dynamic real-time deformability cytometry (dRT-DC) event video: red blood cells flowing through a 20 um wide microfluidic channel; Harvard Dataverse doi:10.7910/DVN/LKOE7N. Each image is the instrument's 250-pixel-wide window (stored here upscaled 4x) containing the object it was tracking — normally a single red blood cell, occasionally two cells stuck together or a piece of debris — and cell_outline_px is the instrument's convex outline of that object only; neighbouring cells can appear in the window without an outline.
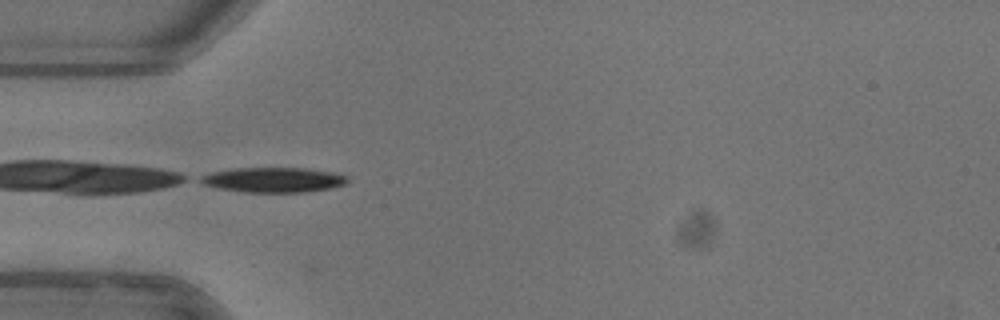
{"species": "common noctule bat (a hibernating species)", "species_latin": "Nyctalus noctula", "temperature_condition": "warm", "stored_images_in_passage": 36, "camera_frame_rate_fps": 3000, "um_per_image_px": 0.085, "animal": {"sex": "female"}, "frame": {"image": 1, "passage_image": 1, "time_ms": 0.0, "image_size_px": [1000, 320], "cell_outline_px": [[348, 180], [344, 184], [328, 188], [304, 192], [244, 192], [216, 188], [204, 184], [196, 180], [200, 176], [212, 172], [232, 168], [304, 168], [332, 172], [344, 176]], "centroid_in_image_um": [23.14, 15.28], "position_along_channel_um": 61.9, "area_um2": 21.21}, "authors_computed_cell_mechanics": {"area_um2": 21.1837, "velocity_mm_per_s": 3.9783, "shape_relaxation_time_tau1_ms": 2.3128, "shape_relaxation_time_tau2_ms": null, "deformation_change_tau1": 0.15, "deformation_change_tau2": null}}